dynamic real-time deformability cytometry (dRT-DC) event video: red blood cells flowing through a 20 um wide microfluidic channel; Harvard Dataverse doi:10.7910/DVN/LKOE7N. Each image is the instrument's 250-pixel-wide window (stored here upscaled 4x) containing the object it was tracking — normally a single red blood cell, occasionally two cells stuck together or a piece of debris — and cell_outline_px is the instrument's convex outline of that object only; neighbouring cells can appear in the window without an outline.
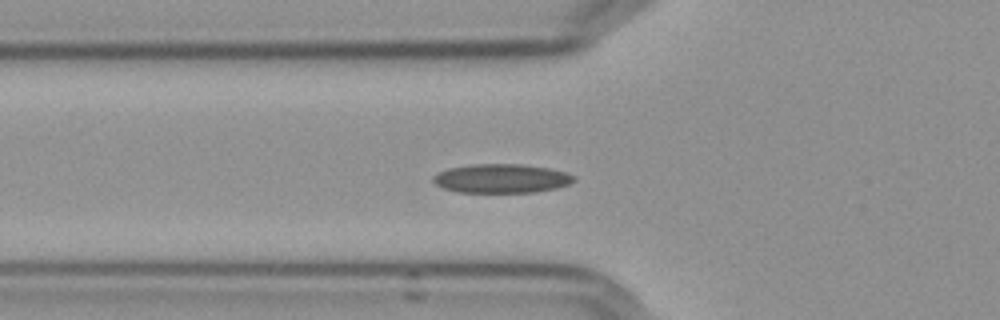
{"species": "Egyptian fruit bat (a non-hibernating species)", "species_latin": "Rousettus aegyptiacus", "temperature_condition": "cold", "stored_images_in_passage": 39, "segment_of_instrument_passage": [1, 2], "camera_frame_rate_fps": 3000, "um_per_image_px": 0.085, "frame": {"image": 1, "passage_image": 2, "time_ms": 0.333, "image_size_px": [1000, 320], "cell_outline_px": [[576, 180], [568, 184], [556, 188], [536, 192], [456, 192], [444, 188], [436, 184], [432, 180], [432, 176], [448, 168], [472, 164], [520, 164], [548, 168], [564, 172], [576, 176]], "centroid_in_image_um": [42.62, 15.17], "position_along_channel_um": 83.2, "area_um2": 23.7}}
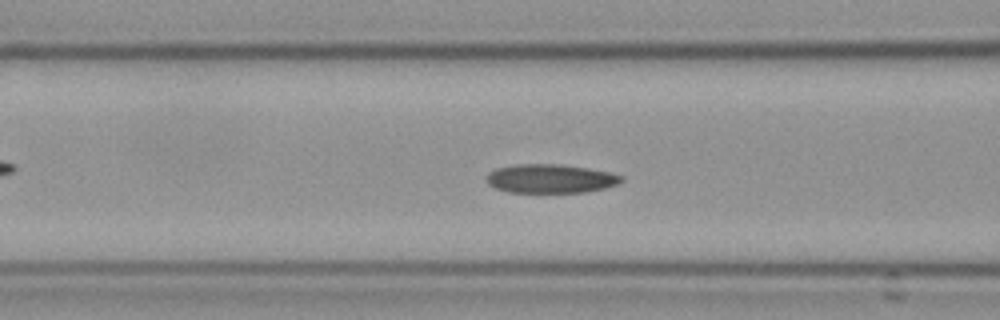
{"frame": {"image": 2, "passage_image": 5, "time_ms": 1.333, "image_size_px": [1000, 320], "cell_outline_px": [[624, 180], [616, 184], [604, 188], [584, 192], [508, 192], [496, 188], [488, 184], [488, 172], [496, 168], [520, 164], [556, 164], [588, 168], [612, 172], [624, 176]], "centroid_in_image_um": [46.82, 15.18], "position_along_channel_um": 119.8, "area_um2": 22.54}}
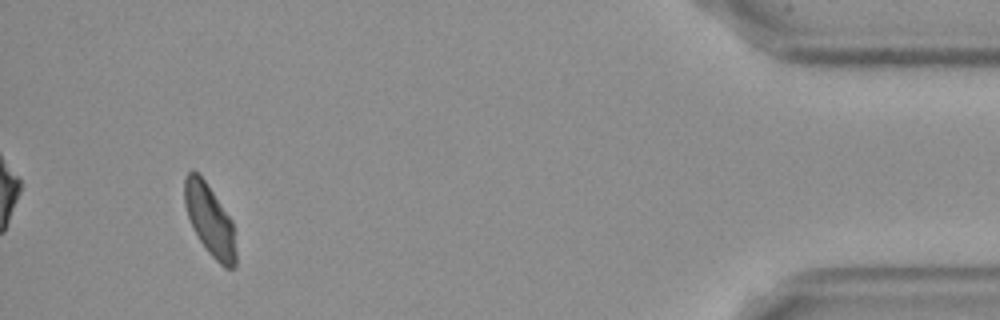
{"frame": {"image": 3, "passage_image": 35, "time_ms": 11.333, "image_size_px": [1000, 320], "cell_outline_px": [[236, 268], [224, 268], [208, 252], [192, 228], [184, 204], [184, 180], [188, 172], [192, 168], [204, 180], [232, 220], [236, 252]], "centroid_in_image_um": [17.83, 18.72], "position_along_channel_um": 417.4, "area_um2": 21.15}}